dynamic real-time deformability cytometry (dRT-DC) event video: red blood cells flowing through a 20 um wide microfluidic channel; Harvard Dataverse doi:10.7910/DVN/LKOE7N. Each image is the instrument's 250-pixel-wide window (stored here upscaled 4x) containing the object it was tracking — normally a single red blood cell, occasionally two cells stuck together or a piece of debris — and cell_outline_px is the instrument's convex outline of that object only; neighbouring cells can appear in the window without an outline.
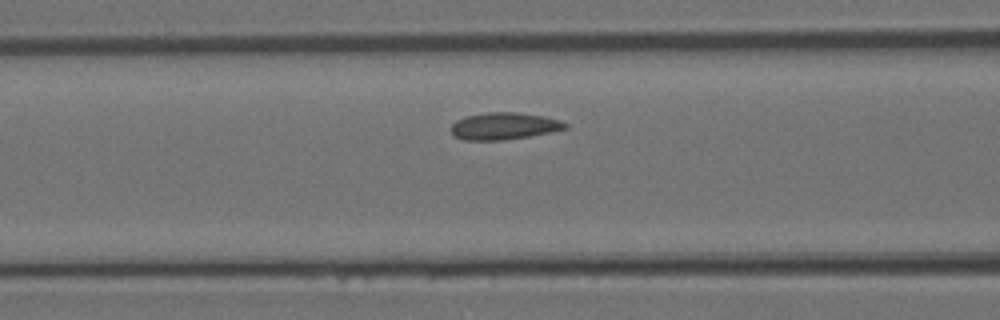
{"species": "Egyptian fruit bat (a non-hibernating species)", "species_latin": "Rousettus aegyptiacus", "temperature_condition": "room temperature", "stored_images_in_passage": 15, "camera_frame_rate_fps": 3000, "um_per_image_px": 0.085, "animal": {"sex": "female"}, "frame": {"image": 1, "passage_image": 13, "time_ms": 4.0, "image_size_px": [1000, 320], "cell_outline_px": [[568, 128], [528, 136], [504, 140], [464, 140], [452, 136], [452, 124], [456, 120], [464, 116], [488, 112], [516, 112], [544, 116], [560, 120], [568, 124]], "centroid_in_image_um": [42.81, 10.71], "position_along_channel_um": 123.8, "area_um2": 17.98}}